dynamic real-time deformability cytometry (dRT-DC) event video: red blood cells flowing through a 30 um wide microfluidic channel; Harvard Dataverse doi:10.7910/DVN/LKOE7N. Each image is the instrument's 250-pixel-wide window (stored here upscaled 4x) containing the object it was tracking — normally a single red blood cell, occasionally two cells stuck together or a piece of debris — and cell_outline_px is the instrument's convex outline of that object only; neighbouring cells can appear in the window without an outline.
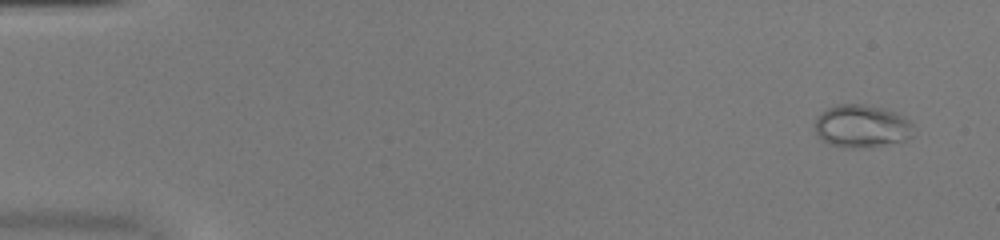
{"species": "common noctule bat (a hibernating species)", "species_latin": "Nyctalus noctula", "temperature_condition": "warm", "stored_images_in_passage": 51, "camera_frame_rate_fps": 3000, "um_per_image_px": 0.085, "animal": {"sex": "female", "body_mass_g": 20.0, "forearm_length_mm": 54.0}, "frame": {"image": 1, "passage_image": 3, "time_ms": 0.667, "image_size_px": [1000, 240], "cell_outline_px": [[912, 136], [904, 140], [868, 148], [844, 148], [820, 140], [816, 132], [816, 116], [828, 108], [840, 104], [860, 104], [884, 108], [896, 112], [904, 116], [912, 124]], "centroid_in_image_um": [73.24, 10.73], "position_along_channel_um": 11.8, "area_um2": 24.62}}
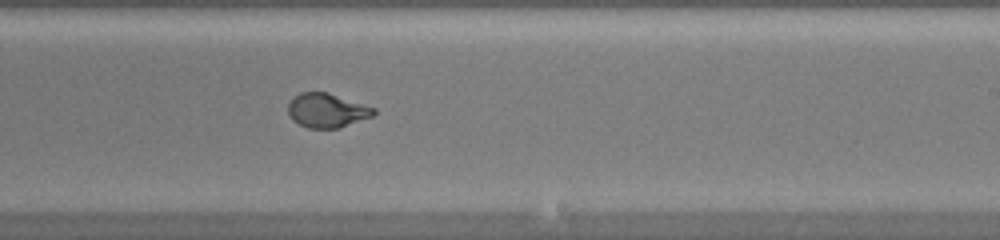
{"frame": {"image": 2, "passage_image": 32, "time_ms": 10.333, "image_size_px": [1000, 240], "cell_outline_px": [[376, 112], [372, 116], [340, 128], [308, 128], [292, 120], [288, 112], [288, 104], [292, 96], [300, 92], [328, 92], [376, 108]], "centroid_in_image_um": [27.77, 9.38], "position_along_channel_um": 261.2, "area_um2": 17.17}}
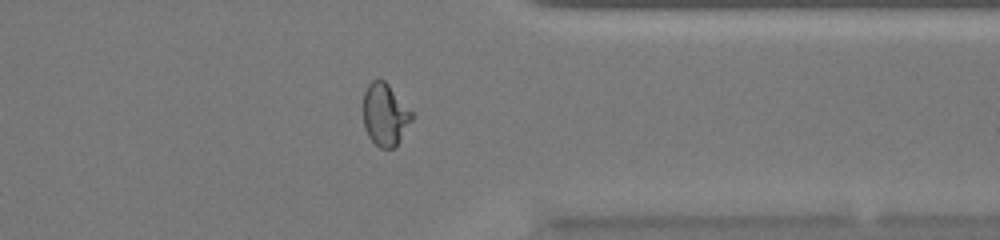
{"frame": {"image": 3, "passage_image": 41, "time_ms": 13.333, "image_size_px": [1000, 240], "cell_outline_px": [[412, 120], [396, 148], [380, 148], [368, 136], [364, 128], [364, 92], [368, 84], [372, 80], [380, 76], [388, 84], [412, 112]], "centroid_in_image_um": [32.72, 9.74], "position_along_channel_um": 378.7, "area_um2": 17.69}, "authors_computed_cell_mechanics": {"area_um2": 19.2474, "velocity_mm_per_s": 4.0763, "shape_relaxation_time_tau1_ms": 5.5782, "shape_relaxation_time_tau2_ms": null, "deformation_change_tau1": 0.2519, "deformation_change_tau2": null}}